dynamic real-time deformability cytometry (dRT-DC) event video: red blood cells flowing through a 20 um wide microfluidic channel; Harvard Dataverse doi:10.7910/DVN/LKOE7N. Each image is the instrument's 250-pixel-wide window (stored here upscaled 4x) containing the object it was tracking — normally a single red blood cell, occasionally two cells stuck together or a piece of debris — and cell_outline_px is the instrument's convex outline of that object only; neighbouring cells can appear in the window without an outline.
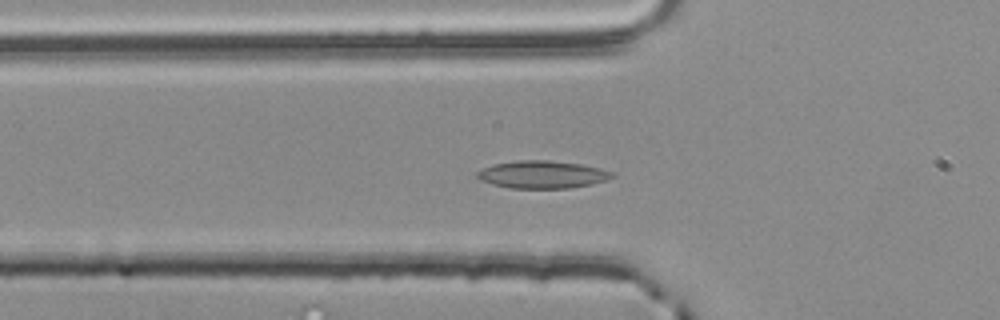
{"species": "common noctule bat (a hibernating species)", "species_latin": "Nyctalus noctula", "temperature_condition": "room temperature", "stored_images_in_passage": 56, "camera_frame_rate_fps": 3000, "um_per_image_px": 0.085, "animal": {"sex": "male", "body_mass_g": 20.4}, "frame": {"image": 1, "passage_image": 20, "time_ms": 6.333, "image_size_px": [1000, 320], "cell_outline_px": [[616, 176], [592, 184], [568, 188], [512, 188], [492, 184], [480, 180], [476, 176], [476, 172], [492, 164], [516, 160], [548, 160], [580, 164], [600, 168], [612, 172]], "centroid_in_image_um": [46.07, 14.83], "position_along_channel_um": 79.7, "area_um2": 21.62}}
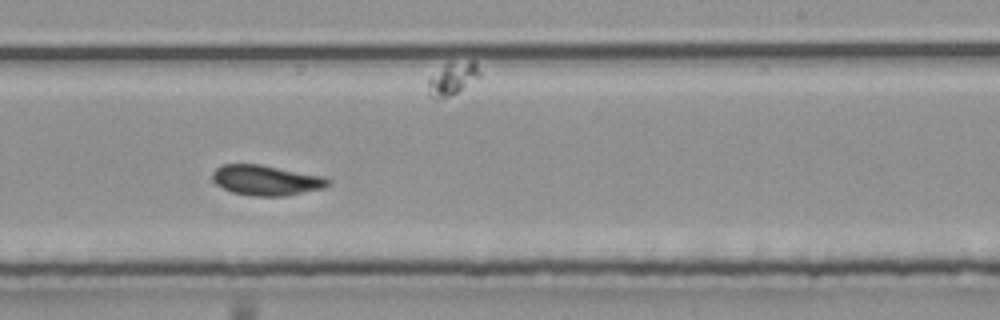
{"frame": {"image": 2, "passage_image": 35, "time_ms": 11.333, "image_size_px": [1000, 320], "cell_outline_px": [[332, 184], [324, 188], [284, 196], [252, 196], [232, 192], [216, 184], [212, 176], [212, 172], [216, 168], [224, 164], [260, 164], [324, 176], [332, 180]], "centroid_in_image_um": [22.67, 15.32], "position_along_channel_um": 266.3, "area_um2": 20.46}}
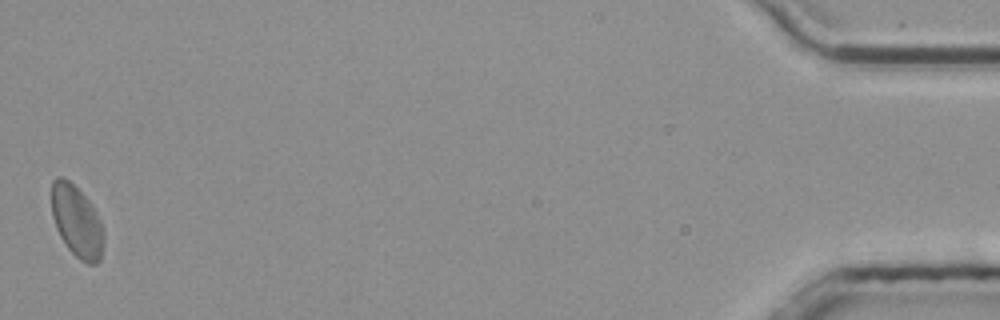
{"frame": {"image": 3, "passage_image": 56, "time_ms": 18.333, "image_size_px": [1000, 320], "cell_outline_px": [[104, 236], [100, 260], [96, 264], [88, 264], [80, 260], [68, 248], [60, 236], [56, 228], [52, 216], [52, 180], [56, 176], [64, 176], [88, 200], [96, 212], [104, 228]], "centroid_in_image_um": [6.53, 18.82], "position_along_channel_um": 428.7, "area_um2": 21.73}, "authors_computed_cell_mechanics": {"area_um2": 20.8947, "velocity_mm_per_s": 3.7394, "shape_relaxation_time_tau1_ms": 6.432, "shape_relaxation_time_tau2_ms": 2.3143, "deformation_change_tau1": 0.1028, "deformation_change_tau2": 0.0723}}